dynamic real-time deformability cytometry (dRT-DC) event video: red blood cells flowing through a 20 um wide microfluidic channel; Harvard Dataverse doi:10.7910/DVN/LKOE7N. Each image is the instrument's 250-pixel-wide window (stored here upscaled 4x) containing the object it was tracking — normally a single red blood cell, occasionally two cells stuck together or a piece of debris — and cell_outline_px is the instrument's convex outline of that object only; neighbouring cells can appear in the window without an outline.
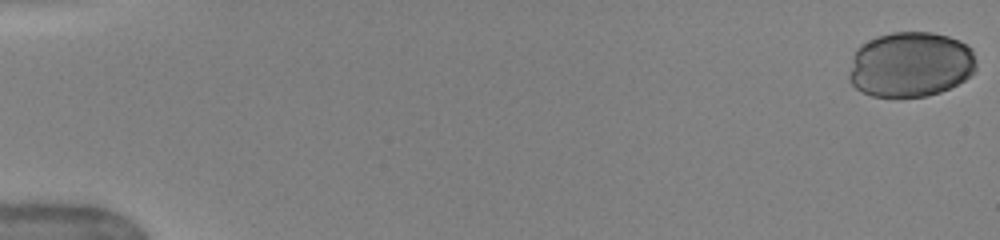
{"species": "human", "species_latin": "Homo sapiens", "temperature_condition": "warm", "stored_images_in_passage": 45, "camera_frame_rate_fps": 3000, "um_per_image_px": 0.085, "donor": {"sex": "female"}, "frame": {"image": 1, "passage_image": 1, "time_ms": 0.0, "image_size_px": [1000, 240], "cell_outline_px": [[976, 68], [972, 76], [940, 92], [928, 96], [872, 96], [860, 92], [848, 80], [848, 76], [852, 56], [856, 48], [860, 44], [876, 36], [892, 32], [932, 32], [948, 36], [960, 40], [968, 44], [972, 48], [976, 60]], "centroid_in_image_um": [77.39, 5.46], "position_along_channel_um": 7.6, "area_um2": 49.01}}
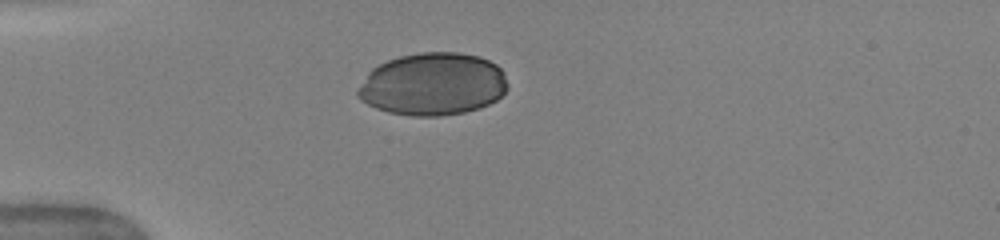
{"frame": {"image": 2, "passage_image": 15, "time_ms": 4.667, "image_size_px": [1000, 240], "cell_outline_px": [[508, 88], [496, 100], [488, 104], [464, 112], [440, 116], [412, 116], [388, 112], [376, 108], [360, 100], [356, 96], [356, 92], [368, 72], [372, 68], [388, 60], [400, 56], [420, 52], [460, 52], [480, 56], [496, 64], [504, 72], [508, 84]], "centroid_in_image_um": [36.79, 7.14], "position_along_channel_um": 48.2, "area_um2": 54.85}}
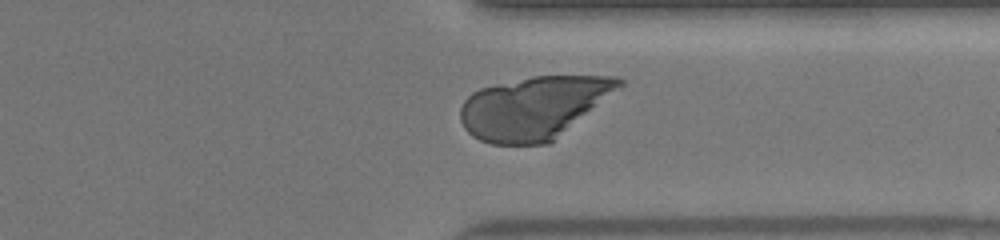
{"frame": {"image": 3, "passage_image": 40, "time_ms": 13.0, "image_size_px": [1000, 240], "cell_outline_px": [[624, 84], [548, 144], [492, 144], [480, 140], [472, 136], [464, 128], [460, 120], [460, 108], [464, 100], [472, 92], [480, 88], [496, 84], [532, 76], [620, 76], [624, 80]], "centroid_in_image_um": [45.32, 9.13], "position_along_channel_um": 366.1, "area_um2": 57.28}}